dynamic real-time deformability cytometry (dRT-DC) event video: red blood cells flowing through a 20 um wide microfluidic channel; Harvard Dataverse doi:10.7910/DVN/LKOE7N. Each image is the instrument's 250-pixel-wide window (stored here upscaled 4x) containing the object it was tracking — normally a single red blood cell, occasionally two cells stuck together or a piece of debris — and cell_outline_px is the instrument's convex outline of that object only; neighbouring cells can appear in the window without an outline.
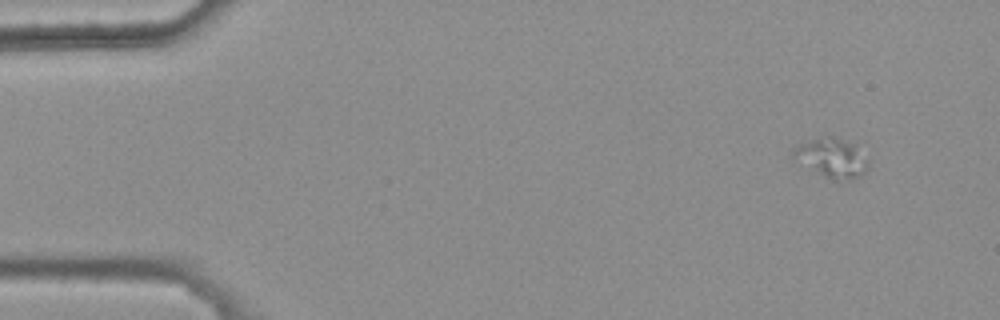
{"species": "common noctule bat (a hibernating species)", "species_latin": "Nyctalus noctula", "temperature_condition": "warm", "stored_images_in_passage": 4, "camera_frame_rate_fps": 3000, "um_per_image_px": 0.085, "animal": {"sex": "female", "body_mass_g": 25.1}, "frame": {"image": 1, "passage_image": 1, "time_ms": 0.0, "image_size_px": [1000, 320], "cell_outline_px": [[868, 168], [860, 176], [852, 180], [832, 180], [824, 176], [792, 156], [792, 148], [800, 144], [812, 140], [828, 136], [832, 136], [856, 144], [868, 160]], "centroid_in_image_um": [70.76, 13.42], "position_along_channel_um": 14.2, "area_um2": 16.82}}
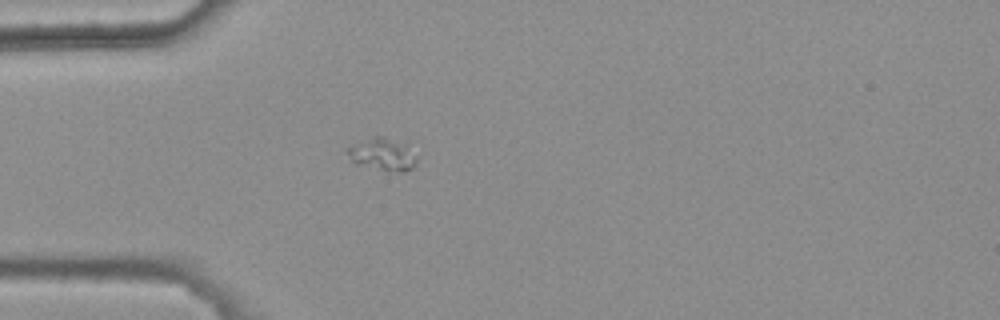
{"frame": {"image": 2, "passage_image": 4, "time_ms": 1.0, "image_size_px": [1000, 320], "cell_outline_px": [[416, 164], [412, 168], [400, 172], [388, 172], [352, 164], [348, 152], [348, 148], [376, 136], [380, 136], [408, 144], [416, 156]], "centroid_in_image_um": [32.56, 13.17], "position_along_channel_um": 52.4, "area_um2": 13.06}}